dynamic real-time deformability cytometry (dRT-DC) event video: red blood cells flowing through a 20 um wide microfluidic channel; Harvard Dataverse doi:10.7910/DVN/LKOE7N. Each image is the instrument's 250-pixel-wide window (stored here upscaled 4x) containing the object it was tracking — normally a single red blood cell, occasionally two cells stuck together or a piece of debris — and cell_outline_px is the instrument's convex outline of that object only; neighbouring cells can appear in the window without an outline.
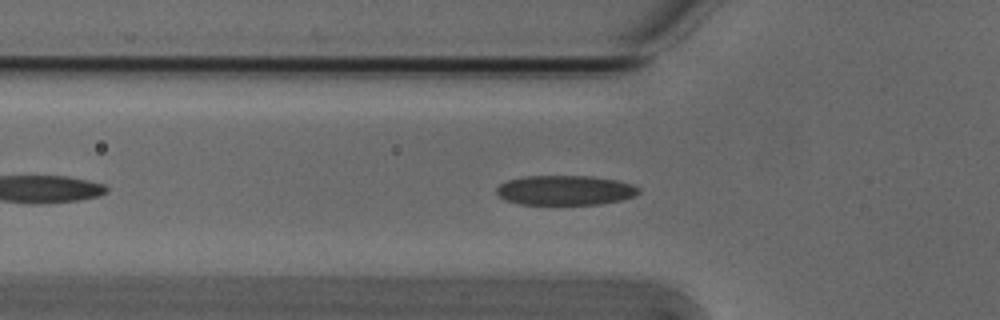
{"species": "Egyptian fruit bat (a non-hibernating species)", "species_latin": "Rousettus aegyptiacus", "temperature_condition": "cold", "stored_images_in_passage": 30, "camera_frame_rate_fps": 3000, "um_per_image_px": 0.085, "animal": {"sex": "male"}, "frame": {"image": 1, "passage_image": 8, "time_ms": 2.333, "image_size_px": [1000, 320], "cell_outline_px": [[640, 192], [624, 200], [600, 204], [520, 204], [504, 200], [496, 192], [496, 188], [500, 184], [508, 180], [524, 176], [592, 176], [616, 180], [632, 184], [640, 188]], "centroid_in_image_um": [48.04, 16.17], "position_along_channel_um": 77.8, "area_um2": 24.68}}
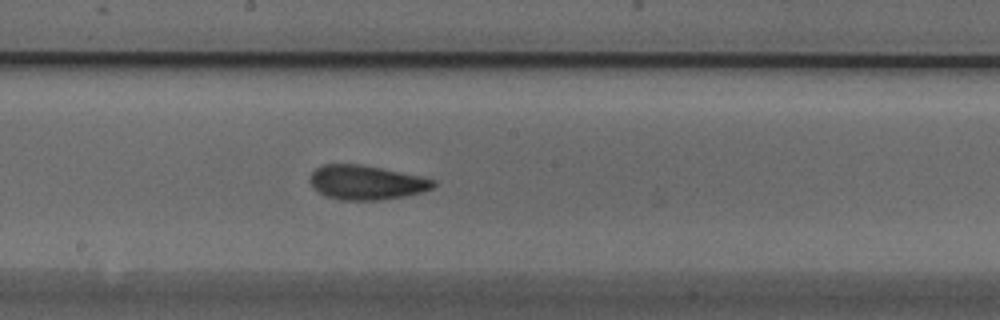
{"frame": {"image": 2, "passage_image": 19, "time_ms": 6.0, "image_size_px": [1000, 320], "cell_outline_px": [[436, 184], [432, 188], [408, 196], [380, 200], [340, 200], [328, 196], [312, 188], [308, 180], [312, 172], [316, 168], [324, 164], [360, 164], [420, 176], [436, 180]], "centroid_in_image_um": [31.12, 15.51], "position_along_channel_um": 217.1, "area_um2": 24.68}}
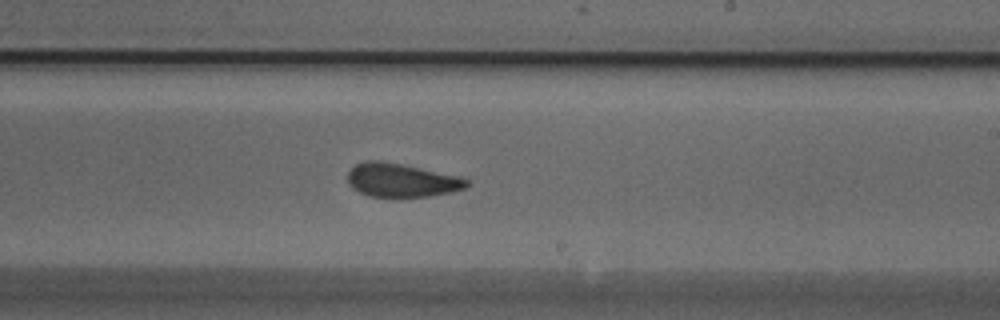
{"frame": {"image": 3, "passage_image": 22, "time_ms": 7.0, "image_size_px": [1000, 320], "cell_outline_px": [[472, 184], [464, 188], [452, 192], [428, 196], [392, 200], [368, 196], [352, 188], [348, 184], [348, 172], [356, 164], [364, 160], [380, 160], [460, 176], [468, 180]], "centroid_in_image_um": [34.11, 15.36], "position_along_channel_um": 254.9, "area_um2": 24.04}}